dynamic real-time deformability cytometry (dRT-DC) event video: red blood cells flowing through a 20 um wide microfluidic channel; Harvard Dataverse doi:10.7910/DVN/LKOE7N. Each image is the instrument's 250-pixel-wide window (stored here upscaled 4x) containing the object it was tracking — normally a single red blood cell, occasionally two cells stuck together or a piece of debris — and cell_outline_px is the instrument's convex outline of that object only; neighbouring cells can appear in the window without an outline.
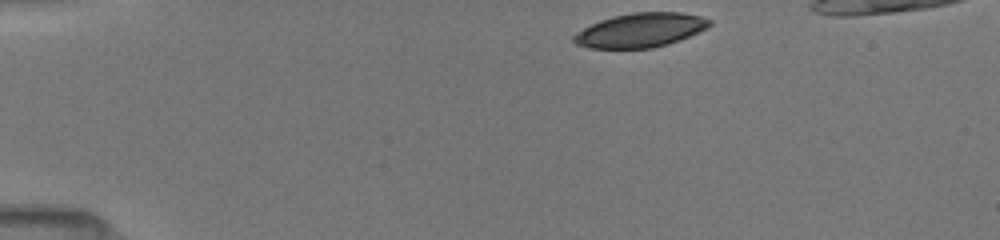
{"species": "common noctule bat (a hibernating species)", "species_latin": "Nyctalus noctula", "temperature_condition": "room temperature", "stored_images_in_passage": 39, "camera_frame_rate_fps": 3000, "um_per_image_px": 0.085, "animal": {"sex": "female", "body_mass_g": 19.5, "forearm_length_mm": 54.1}, "frame": {"image": 1, "passage_image": 1, "time_ms": 0.0, "image_size_px": [1000, 240], "cell_outline_px": [[712, 24], [708, 28], [668, 44], [652, 48], [588, 48], [576, 44], [572, 40], [572, 36], [584, 28], [600, 20], [612, 16], [632, 12], [680, 12], [700, 16], [712, 20]], "centroid_in_image_um": [54.44, 2.56], "position_along_channel_um": 30.6, "area_um2": 26.99}}
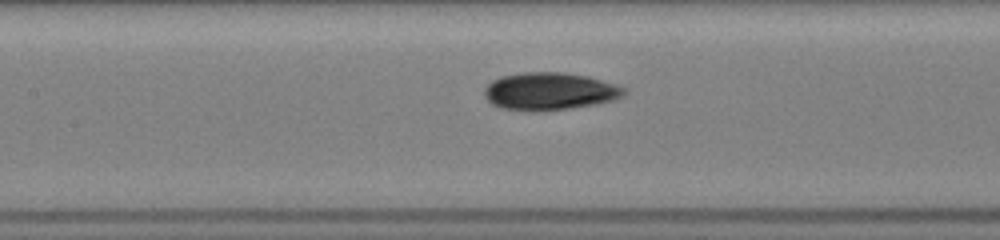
{"frame": {"image": 2, "passage_image": 16, "time_ms": 5.0, "image_size_px": [1000, 240], "cell_outline_px": [[628, 92], [624, 96], [612, 100], [596, 104], [572, 108], [504, 108], [492, 104], [484, 96], [484, 88], [492, 80], [500, 76], [524, 72], [564, 72], [588, 76], [616, 84], [624, 88]], "centroid_in_image_um": [46.76, 7.71], "position_along_channel_um": 160.6, "area_um2": 29.82}}
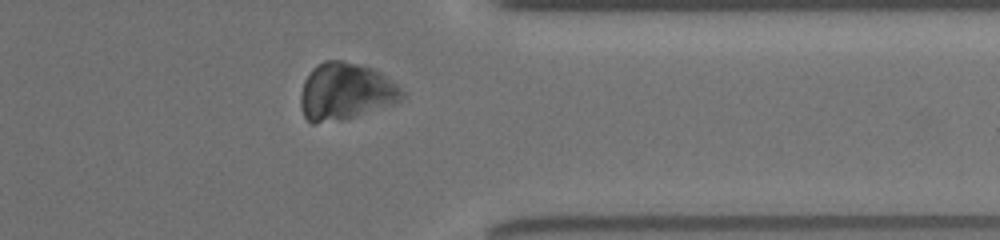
{"frame": {"image": 3, "passage_image": 33, "time_ms": 10.667, "image_size_px": [1000, 240], "cell_outline_px": [[404, 96], [396, 100], [352, 116], [340, 120], [312, 124], [304, 116], [300, 108], [300, 92], [304, 80], [312, 68], [316, 64], [324, 60], [340, 60], [372, 68], [380, 72], [392, 80], [404, 92]], "centroid_in_image_um": [29.26, 7.74], "position_along_channel_um": 382.1, "area_um2": 33.0}}